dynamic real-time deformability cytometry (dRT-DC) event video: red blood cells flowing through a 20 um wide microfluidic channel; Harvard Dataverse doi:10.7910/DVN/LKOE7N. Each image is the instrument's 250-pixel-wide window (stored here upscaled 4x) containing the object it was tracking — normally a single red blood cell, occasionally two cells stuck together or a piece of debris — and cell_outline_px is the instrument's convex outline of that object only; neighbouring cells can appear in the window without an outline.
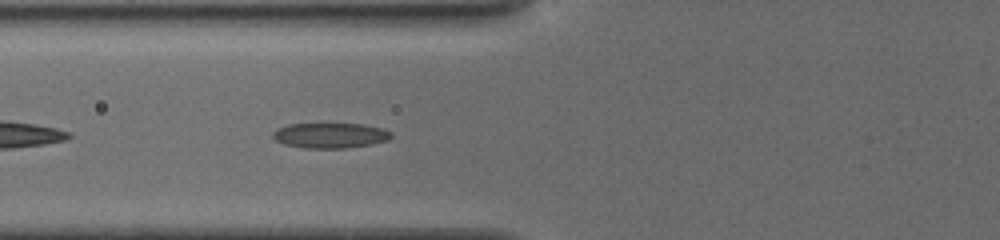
{"species": "common noctule bat (a hibernating species)", "species_latin": "Nyctalus noctula", "temperature_condition": "cold", "stored_images_in_passage": 16, "camera_frame_rate_fps": 3000, "um_per_image_px": 0.085, "animal": {"sex": "female", "body_mass_g": 19.5, "forearm_length_mm": 54.1}, "frame": {"image": 1, "passage_image": 5, "time_ms": 1.667, "image_size_px": [1000, 240], "cell_outline_px": [[392, 136], [388, 140], [372, 144], [348, 148], [304, 148], [284, 144], [276, 140], [272, 136], [272, 132], [276, 128], [288, 124], [320, 120], [324, 120], [364, 124], [384, 128], [392, 132]], "centroid_in_image_um": [28.05, 11.44], "position_along_channel_um": 97.7, "area_um2": 18.73}}
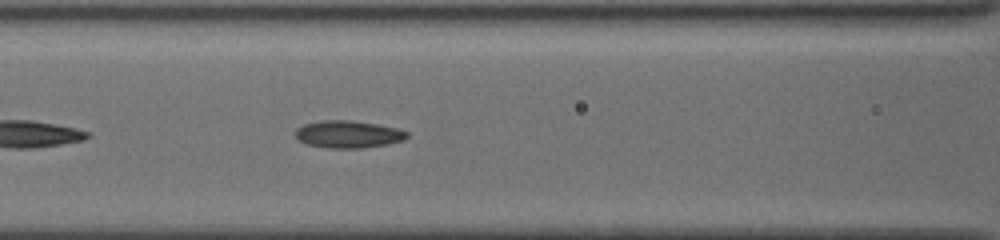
{"frame": {"image": 2, "passage_image": 7, "time_ms": 2.667, "image_size_px": [1000, 240], "cell_outline_px": [[408, 136], [404, 140], [388, 144], [364, 148], [328, 148], [308, 144], [300, 140], [296, 136], [296, 128], [304, 124], [320, 120], [352, 120], [400, 128], [408, 132]], "centroid_in_image_um": [29.64, 11.4], "position_along_channel_um": 137.0, "area_um2": 17.86}}
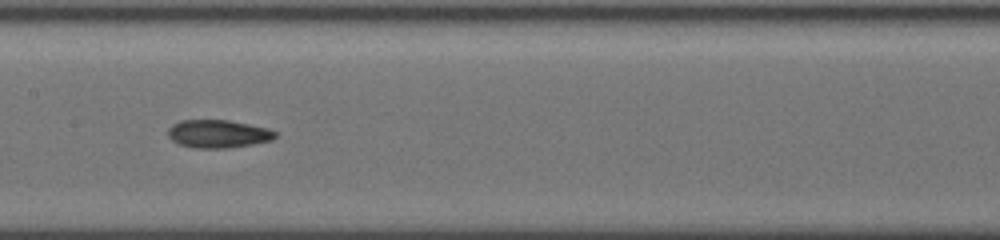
{"frame": {"image": 3, "passage_image": 10, "time_ms": 4.0, "image_size_px": [1000, 240], "cell_outline_px": [[276, 136], [272, 140], [252, 144], [228, 148], [192, 148], [180, 144], [172, 140], [168, 136], [168, 128], [172, 124], [180, 120], [228, 120], [268, 128], [276, 132]], "centroid_in_image_um": [18.52, 11.37], "position_along_channel_um": 188.9, "area_um2": 17.51}}